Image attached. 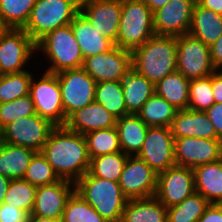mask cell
Masks as SVG:
<instances>
[{"instance_id":"4dcf8cb0","label":"cell","mask_w":222,"mask_h":222,"mask_svg":"<svg viewBox=\"0 0 222 222\" xmlns=\"http://www.w3.org/2000/svg\"><path fill=\"white\" fill-rule=\"evenodd\" d=\"M95 101L104 106L116 119L128 115L122 90V81L96 83Z\"/></svg>"},{"instance_id":"d6a6232c","label":"cell","mask_w":222,"mask_h":222,"mask_svg":"<svg viewBox=\"0 0 222 222\" xmlns=\"http://www.w3.org/2000/svg\"><path fill=\"white\" fill-rule=\"evenodd\" d=\"M36 0H0V18L6 28L23 29Z\"/></svg>"},{"instance_id":"f1b7e54d","label":"cell","mask_w":222,"mask_h":222,"mask_svg":"<svg viewBox=\"0 0 222 222\" xmlns=\"http://www.w3.org/2000/svg\"><path fill=\"white\" fill-rule=\"evenodd\" d=\"M189 84L190 80L176 70L155 84V93L178 110L188 109Z\"/></svg>"},{"instance_id":"ee69618b","label":"cell","mask_w":222,"mask_h":222,"mask_svg":"<svg viewBox=\"0 0 222 222\" xmlns=\"http://www.w3.org/2000/svg\"><path fill=\"white\" fill-rule=\"evenodd\" d=\"M197 222H222V204L210 203Z\"/></svg>"},{"instance_id":"30bf717a","label":"cell","mask_w":222,"mask_h":222,"mask_svg":"<svg viewBox=\"0 0 222 222\" xmlns=\"http://www.w3.org/2000/svg\"><path fill=\"white\" fill-rule=\"evenodd\" d=\"M35 51L36 43L23 29L7 28L0 36V75L26 71Z\"/></svg>"},{"instance_id":"d6986e66","label":"cell","mask_w":222,"mask_h":222,"mask_svg":"<svg viewBox=\"0 0 222 222\" xmlns=\"http://www.w3.org/2000/svg\"><path fill=\"white\" fill-rule=\"evenodd\" d=\"M75 191V183L69 180L37 186L31 214L44 218L61 219L66 203Z\"/></svg>"},{"instance_id":"ac0fdd59","label":"cell","mask_w":222,"mask_h":222,"mask_svg":"<svg viewBox=\"0 0 222 222\" xmlns=\"http://www.w3.org/2000/svg\"><path fill=\"white\" fill-rule=\"evenodd\" d=\"M196 0H170L153 12L155 35L179 36L189 33Z\"/></svg>"},{"instance_id":"681fc988","label":"cell","mask_w":222,"mask_h":222,"mask_svg":"<svg viewBox=\"0 0 222 222\" xmlns=\"http://www.w3.org/2000/svg\"><path fill=\"white\" fill-rule=\"evenodd\" d=\"M151 10L152 12L158 10L165 6L170 0H142Z\"/></svg>"},{"instance_id":"7a4b0ae2","label":"cell","mask_w":222,"mask_h":222,"mask_svg":"<svg viewBox=\"0 0 222 222\" xmlns=\"http://www.w3.org/2000/svg\"><path fill=\"white\" fill-rule=\"evenodd\" d=\"M176 36L154 35L132 51V69L154 85L177 70Z\"/></svg>"},{"instance_id":"4316f807","label":"cell","mask_w":222,"mask_h":222,"mask_svg":"<svg viewBox=\"0 0 222 222\" xmlns=\"http://www.w3.org/2000/svg\"><path fill=\"white\" fill-rule=\"evenodd\" d=\"M189 34L210 46L222 34V15L202 7L196 2Z\"/></svg>"},{"instance_id":"b9f144b4","label":"cell","mask_w":222,"mask_h":222,"mask_svg":"<svg viewBox=\"0 0 222 222\" xmlns=\"http://www.w3.org/2000/svg\"><path fill=\"white\" fill-rule=\"evenodd\" d=\"M29 213L7 203L0 205V222H28Z\"/></svg>"},{"instance_id":"52a82bcc","label":"cell","mask_w":222,"mask_h":222,"mask_svg":"<svg viewBox=\"0 0 222 222\" xmlns=\"http://www.w3.org/2000/svg\"><path fill=\"white\" fill-rule=\"evenodd\" d=\"M61 89L62 106L67 118L95 100L96 81L81 67L56 73Z\"/></svg>"},{"instance_id":"bcb514c9","label":"cell","mask_w":222,"mask_h":222,"mask_svg":"<svg viewBox=\"0 0 222 222\" xmlns=\"http://www.w3.org/2000/svg\"><path fill=\"white\" fill-rule=\"evenodd\" d=\"M212 90L215 103L222 102V70L212 74Z\"/></svg>"},{"instance_id":"d4e9b609","label":"cell","mask_w":222,"mask_h":222,"mask_svg":"<svg viewBox=\"0 0 222 222\" xmlns=\"http://www.w3.org/2000/svg\"><path fill=\"white\" fill-rule=\"evenodd\" d=\"M120 222H168V208L155 196L128 199Z\"/></svg>"},{"instance_id":"cb8c5ba5","label":"cell","mask_w":222,"mask_h":222,"mask_svg":"<svg viewBox=\"0 0 222 222\" xmlns=\"http://www.w3.org/2000/svg\"><path fill=\"white\" fill-rule=\"evenodd\" d=\"M115 127L121 151L128 156L137 155L144 144L149 127L137 114H128L117 119Z\"/></svg>"},{"instance_id":"9c48e42d","label":"cell","mask_w":222,"mask_h":222,"mask_svg":"<svg viewBox=\"0 0 222 222\" xmlns=\"http://www.w3.org/2000/svg\"><path fill=\"white\" fill-rule=\"evenodd\" d=\"M30 82L29 94L33 100L36 114L48 119L55 126H65L61 89L55 73L45 71L41 79Z\"/></svg>"},{"instance_id":"3957f363","label":"cell","mask_w":222,"mask_h":222,"mask_svg":"<svg viewBox=\"0 0 222 222\" xmlns=\"http://www.w3.org/2000/svg\"><path fill=\"white\" fill-rule=\"evenodd\" d=\"M75 191L107 222H120L128 198L118 182L85 173L76 183Z\"/></svg>"},{"instance_id":"5bb4252c","label":"cell","mask_w":222,"mask_h":222,"mask_svg":"<svg viewBox=\"0 0 222 222\" xmlns=\"http://www.w3.org/2000/svg\"><path fill=\"white\" fill-rule=\"evenodd\" d=\"M195 193L192 168L173 166L157 175L155 197L167 208L183 202Z\"/></svg>"},{"instance_id":"7dc6e473","label":"cell","mask_w":222,"mask_h":222,"mask_svg":"<svg viewBox=\"0 0 222 222\" xmlns=\"http://www.w3.org/2000/svg\"><path fill=\"white\" fill-rule=\"evenodd\" d=\"M196 2L200 6L222 15V0H196Z\"/></svg>"},{"instance_id":"4fadbf2b","label":"cell","mask_w":222,"mask_h":222,"mask_svg":"<svg viewBox=\"0 0 222 222\" xmlns=\"http://www.w3.org/2000/svg\"><path fill=\"white\" fill-rule=\"evenodd\" d=\"M174 141L170 127H149L144 144L136 156L159 174L176 165Z\"/></svg>"},{"instance_id":"e0dca14e","label":"cell","mask_w":222,"mask_h":222,"mask_svg":"<svg viewBox=\"0 0 222 222\" xmlns=\"http://www.w3.org/2000/svg\"><path fill=\"white\" fill-rule=\"evenodd\" d=\"M174 156L177 166L193 169L222 159V141L197 137L176 138Z\"/></svg>"},{"instance_id":"ffe728a7","label":"cell","mask_w":222,"mask_h":222,"mask_svg":"<svg viewBox=\"0 0 222 222\" xmlns=\"http://www.w3.org/2000/svg\"><path fill=\"white\" fill-rule=\"evenodd\" d=\"M116 118L95 100L87 106L73 112L65 126L77 133L85 135L91 131L115 127Z\"/></svg>"},{"instance_id":"7c38bea8","label":"cell","mask_w":222,"mask_h":222,"mask_svg":"<svg viewBox=\"0 0 222 222\" xmlns=\"http://www.w3.org/2000/svg\"><path fill=\"white\" fill-rule=\"evenodd\" d=\"M132 51L114 45L107 52L84 59L82 68L96 81H122L132 68Z\"/></svg>"},{"instance_id":"484cf974","label":"cell","mask_w":222,"mask_h":222,"mask_svg":"<svg viewBox=\"0 0 222 222\" xmlns=\"http://www.w3.org/2000/svg\"><path fill=\"white\" fill-rule=\"evenodd\" d=\"M122 90L127 112L137 114L155 93V85L131 68L122 80Z\"/></svg>"},{"instance_id":"7bdbcfd3","label":"cell","mask_w":222,"mask_h":222,"mask_svg":"<svg viewBox=\"0 0 222 222\" xmlns=\"http://www.w3.org/2000/svg\"><path fill=\"white\" fill-rule=\"evenodd\" d=\"M205 112L214 126L217 138L222 141V102L214 103Z\"/></svg>"},{"instance_id":"f35d334b","label":"cell","mask_w":222,"mask_h":222,"mask_svg":"<svg viewBox=\"0 0 222 222\" xmlns=\"http://www.w3.org/2000/svg\"><path fill=\"white\" fill-rule=\"evenodd\" d=\"M23 179L35 186L49 185L60 180L51 164L41 152L34 154Z\"/></svg>"},{"instance_id":"f5cc1de1","label":"cell","mask_w":222,"mask_h":222,"mask_svg":"<svg viewBox=\"0 0 222 222\" xmlns=\"http://www.w3.org/2000/svg\"><path fill=\"white\" fill-rule=\"evenodd\" d=\"M3 129L0 127V147L3 145Z\"/></svg>"},{"instance_id":"8d00e7d4","label":"cell","mask_w":222,"mask_h":222,"mask_svg":"<svg viewBox=\"0 0 222 222\" xmlns=\"http://www.w3.org/2000/svg\"><path fill=\"white\" fill-rule=\"evenodd\" d=\"M37 186L23 178L12 179L3 203L10 204L31 214L36 197Z\"/></svg>"},{"instance_id":"d590c367","label":"cell","mask_w":222,"mask_h":222,"mask_svg":"<svg viewBox=\"0 0 222 222\" xmlns=\"http://www.w3.org/2000/svg\"><path fill=\"white\" fill-rule=\"evenodd\" d=\"M32 77L33 74L28 70L0 75V103L28 95Z\"/></svg>"},{"instance_id":"f546056e","label":"cell","mask_w":222,"mask_h":222,"mask_svg":"<svg viewBox=\"0 0 222 222\" xmlns=\"http://www.w3.org/2000/svg\"><path fill=\"white\" fill-rule=\"evenodd\" d=\"M177 111L167 100L154 93L137 115L148 127H170Z\"/></svg>"},{"instance_id":"f6af8a7d","label":"cell","mask_w":222,"mask_h":222,"mask_svg":"<svg viewBox=\"0 0 222 222\" xmlns=\"http://www.w3.org/2000/svg\"><path fill=\"white\" fill-rule=\"evenodd\" d=\"M210 58L216 70L222 69V34L210 46Z\"/></svg>"},{"instance_id":"277c9868","label":"cell","mask_w":222,"mask_h":222,"mask_svg":"<svg viewBox=\"0 0 222 222\" xmlns=\"http://www.w3.org/2000/svg\"><path fill=\"white\" fill-rule=\"evenodd\" d=\"M79 6L80 0H36L23 30L37 44L53 30L69 25Z\"/></svg>"},{"instance_id":"816d5d0a","label":"cell","mask_w":222,"mask_h":222,"mask_svg":"<svg viewBox=\"0 0 222 222\" xmlns=\"http://www.w3.org/2000/svg\"><path fill=\"white\" fill-rule=\"evenodd\" d=\"M7 28L3 25L1 18H0V36Z\"/></svg>"},{"instance_id":"e575fe53","label":"cell","mask_w":222,"mask_h":222,"mask_svg":"<svg viewBox=\"0 0 222 222\" xmlns=\"http://www.w3.org/2000/svg\"><path fill=\"white\" fill-rule=\"evenodd\" d=\"M209 204L201 194L195 192L183 202L168 208V222H197Z\"/></svg>"},{"instance_id":"44dd1931","label":"cell","mask_w":222,"mask_h":222,"mask_svg":"<svg viewBox=\"0 0 222 222\" xmlns=\"http://www.w3.org/2000/svg\"><path fill=\"white\" fill-rule=\"evenodd\" d=\"M174 139L197 137L218 139L213 124L205 111L178 110L170 126Z\"/></svg>"},{"instance_id":"6da1fadb","label":"cell","mask_w":222,"mask_h":222,"mask_svg":"<svg viewBox=\"0 0 222 222\" xmlns=\"http://www.w3.org/2000/svg\"><path fill=\"white\" fill-rule=\"evenodd\" d=\"M41 153L60 179L76 183L89 170L90 158L84 135L66 126H55L51 130Z\"/></svg>"},{"instance_id":"f907efd6","label":"cell","mask_w":222,"mask_h":222,"mask_svg":"<svg viewBox=\"0 0 222 222\" xmlns=\"http://www.w3.org/2000/svg\"><path fill=\"white\" fill-rule=\"evenodd\" d=\"M28 222H62L61 219L44 218L37 215L30 214Z\"/></svg>"},{"instance_id":"9a60e30c","label":"cell","mask_w":222,"mask_h":222,"mask_svg":"<svg viewBox=\"0 0 222 222\" xmlns=\"http://www.w3.org/2000/svg\"><path fill=\"white\" fill-rule=\"evenodd\" d=\"M157 175L143 159L128 156L118 183L128 199L150 198L155 196Z\"/></svg>"},{"instance_id":"c3c4849f","label":"cell","mask_w":222,"mask_h":222,"mask_svg":"<svg viewBox=\"0 0 222 222\" xmlns=\"http://www.w3.org/2000/svg\"><path fill=\"white\" fill-rule=\"evenodd\" d=\"M11 179L0 174V205L4 202Z\"/></svg>"},{"instance_id":"83f0119b","label":"cell","mask_w":222,"mask_h":222,"mask_svg":"<svg viewBox=\"0 0 222 222\" xmlns=\"http://www.w3.org/2000/svg\"><path fill=\"white\" fill-rule=\"evenodd\" d=\"M36 151L3 143L0 147V174L9 179L23 178Z\"/></svg>"},{"instance_id":"ab89813d","label":"cell","mask_w":222,"mask_h":222,"mask_svg":"<svg viewBox=\"0 0 222 222\" xmlns=\"http://www.w3.org/2000/svg\"><path fill=\"white\" fill-rule=\"evenodd\" d=\"M215 103L212 90V74L192 79L189 84L188 108L195 111H206Z\"/></svg>"},{"instance_id":"ba28073f","label":"cell","mask_w":222,"mask_h":222,"mask_svg":"<svg viewBox=\"0 0 222 222\" xmlns=\"http://www.w3.org/2000/svg\"><path fill=\"white\" fill-rule=\"evenodd\" d=\"M177 71L187 79H199L210 76L216 69L210 58V47L191 34L176 36Z\"/></svg>"},{"instance_id":"603a6c76","label":"cell","mask_w":222,"mask_h":222,"mask_svg":"<svg viewBox=\"0 0 222 222\" xmlns=\"http://www.w3.org/2000/svg\"><path fill=\"white\" fill-rule=\"evenodd\" d=\"M70 24L84 59L92 55L107 52L114 46L109 39L94 29L80 12Z\"/></svg>"},{"instance_id":"5b68a950","label":"cell","mask_w":222,"mask_h":222,"mask_svg":"<svg viewBox=\"0 0 222 222\" xmlns=\"http://www.w3.org/2000/svg\"><path fill=\"white\" fill-rule=\"evenodd\" d=\"M36 52H43L50 62L47 72L59 73L83 66L84 57L74 36L71 24L48 33L36 44Z\"/></svg>"},{"instance_id":"60d3db41","label":"cell","mask_w":222,"mask_h":222,"mask_svg":"<svg viewBox=\"0 0 222 222\" xmlns=\"http://www.w3.org/2000/svg\"><path fill=\"white\" fill-rule=\"evenodd\" d=\"M34 114H36V111L30 94L10 102L0 103V127L3 129L19 118Z\"/></svg>"},{"instance_id":"8992f818","label":"cell","mask_w":222,"mask_h":222,"mask_svg":"<svg viewBox=\"0 0 222 222\" xmlns=\"http://www.w3.org/2000/svg\"><path fill=\"white\" fill-rule=\"evenodd\" d=\"M154 35L152 10L142 0H122L115 45L133 51Z\"/></svg>"},{"instance_id":"7402d4cb","label":"cell","mask_w":222,"mask_h":222,"mask_svg":"<svg viewBox=\"0 0 222 222\" xmlns=\"http://www.w3.org/2000/svg\"><path fill=\"white\" fill-rule=\"evenodd\" d=\"M195 192L209 203L222 204V159L193 168Z\"/></svg>"},{"instance_id":"8fae6325","label":"cell","mask_w":222,"mask_h":222,"mask_svg":"<svg viewBox=\"0 0 222 222\" xmlns=\"http://www.w3.org/2000/svg\"><path fill=\"white\" fill-rule=\"evenodd\" d=\"M54 127L48 119L38 114L19 118L3 128V141L41 152Z\"/></svg>"},{"instance_id":"2e32d148","label":"cell","mask_w":222,"mask_h":222,"mask_svg":"<svg viewBox=\"0 0 222 222\" xmlns=\"http://www.w3.org/2000/svg\"><path fill=\"white\" fill-rule=\"evenodd\" d=\"M79 12L102 36L116 44L122 0H80Z\"/></svg>"},{"instance_id":"836d02e7","label":"cell","mask_w":222,"mask_h":222,"mask_svg":"<svg viewBox=\"0 0 222 222\" xmlns=\"http://www.w3.org/2000/svg\"><path fill=\"white\" fill-rule=\"evenodd\" d=\"M84 137L90 159L121 151L116 127L91 131Z\"/></svg>"},{"instance_id":"1f68e13d","label":"cell","mask_w":222,"mask_h":222,"mask_svg":"<svg viewBox=\"0 0 222 222\" xmlns=\"http://www.w3.org/2000/svg\"><path fill=\"white\" fill-rule=\"evenodd\" d=\"M127 158L128 155L122 151L97 156L90 159L88 172L92 176L119 182Z\"/></svg>"},{"instance_id":"74e56055","label":"cell","mask_w":222,"mask_h":222,"mask_svg":"<svg viewBox=\"0 0 222 222\" xmlns=\"http://www.w3.org/2000/svg\"><path fill=\"white\" fill-rule=\"evenodd\" d=\"M61 220L62 222H107L76 191L69 197Z\"/></svg>"}]
</instances>
